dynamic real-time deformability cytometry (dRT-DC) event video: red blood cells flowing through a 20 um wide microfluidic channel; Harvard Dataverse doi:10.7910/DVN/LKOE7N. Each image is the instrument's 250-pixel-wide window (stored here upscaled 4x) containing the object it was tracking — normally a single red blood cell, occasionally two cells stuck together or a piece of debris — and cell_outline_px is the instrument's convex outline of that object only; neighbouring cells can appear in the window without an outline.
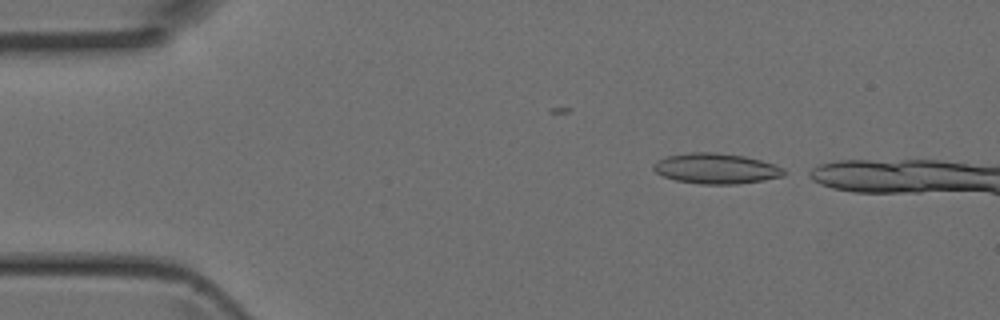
{"species": "Egyptian fruit bat (a non-hibernating species)", "species_latin": "Rousettus aegyptiacus", "temperature_condition": "room temperature", "stored_images_in_passage": 4, "camera_frame_rate_fps": 3000, "um_per_image_px": 0.085, "animal": {"sex": "female"}, "frame": {"image": 1, "passage_image": 2, "time_ms": 0.333, "image_size_px": [1000, 320], "cell_outline_px": [[792, 172], [784, 176], [764, 180], [736, 184], [700, 184], [676, 180], [664, 176], [656, 172], [652, 168], [652, 164], [656, 160], [668, 156], [688, 152], [716, 152], [744, 156], [776, 164]], "centroid_in_image_um": [60.92, 14.32], "position_along_channel_um": 24.1, "area_um2": 23.47}}